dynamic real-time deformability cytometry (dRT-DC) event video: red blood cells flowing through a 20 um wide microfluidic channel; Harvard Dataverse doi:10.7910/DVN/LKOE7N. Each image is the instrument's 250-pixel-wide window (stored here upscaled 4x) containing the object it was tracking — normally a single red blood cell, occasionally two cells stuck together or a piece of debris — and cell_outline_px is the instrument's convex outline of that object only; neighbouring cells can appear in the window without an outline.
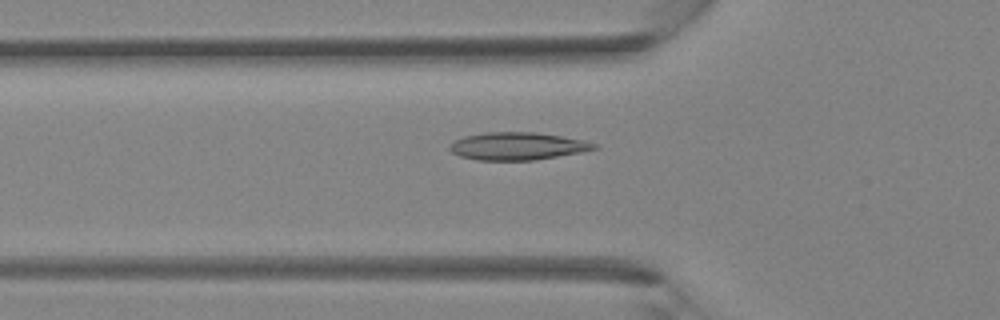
{"species": "Egyptian fruit bat (a non-hibernating species)", "species_latin": "Rousettus aegyptiacus", "temperature_condition": "room temperature", "stored_images_in_passage": 40, "camera_frame_rate_fps": 3000, "um_per_image_px": 0.085, "animal": {"sex": "female"}, "frame": {"image": 1, "passage_image": 14, "time_ms": 4.333, "image_size_px": [1000, 320], "cell_outline_px": [[600, 148], [580, 152], [536, 160], [476, 160], [460, 156], [452, 152], [448, 148], [456, 140], [464, 136], [488, 132], [536, 132], [584, 140], [600, 144]], "centroid_in_image_um": [44.03, 12.42], "position_along_channel_um": 81.8, "area_um2": 23.24}}
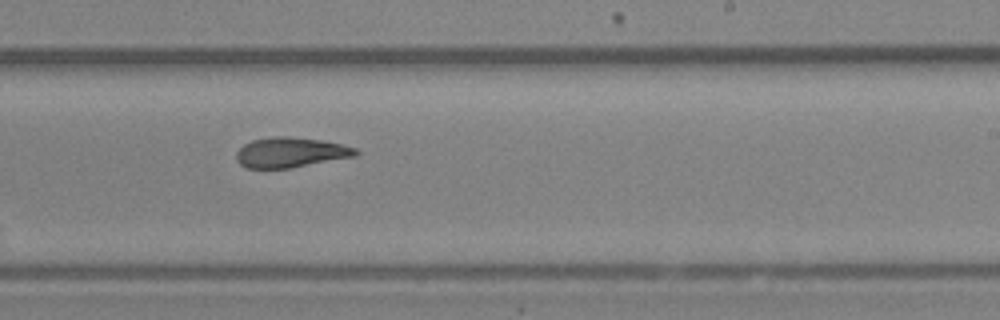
{"frame": {"image": 2, "passage_image": 25, "time_ms": 8.0, "image_size_px": [1000, 320], "cell_outline_px": [[360, 152], [356, 156], [292, 168], [248, 168], [240, 164], [236, 160], [236, 152], [244, 144], [252, 140], [276, 136], [288, 136], [320, 140], [340, 144], [356, 148]], "centroid_in_image_um": [24.7, 12.96], "position_along_channel_um": 264.3, "area_um2": 20.92}}
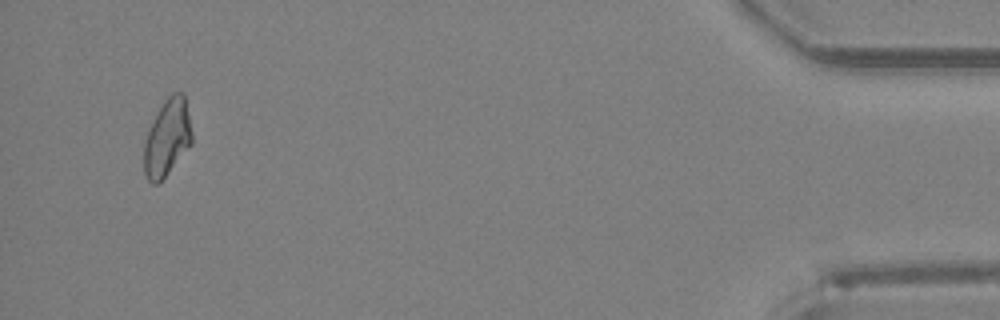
{"frame": {"image": 3, "passage_image": 39, "time_ms": 12.667, "image_size_px": [1000, 320], "cell_outline_px": [[192, 144], [164, 176], [156, 184], [152, 184], [148, 180], [144, 172], [144, 144], [148, 128], [156, 112], [164, 100], [172, 92], [184, 92], [192, 132]], "centroid_in_image_um": [14.21, 11.66], "position_along_channel_um": 421.0, "area_um2": 21.44}}